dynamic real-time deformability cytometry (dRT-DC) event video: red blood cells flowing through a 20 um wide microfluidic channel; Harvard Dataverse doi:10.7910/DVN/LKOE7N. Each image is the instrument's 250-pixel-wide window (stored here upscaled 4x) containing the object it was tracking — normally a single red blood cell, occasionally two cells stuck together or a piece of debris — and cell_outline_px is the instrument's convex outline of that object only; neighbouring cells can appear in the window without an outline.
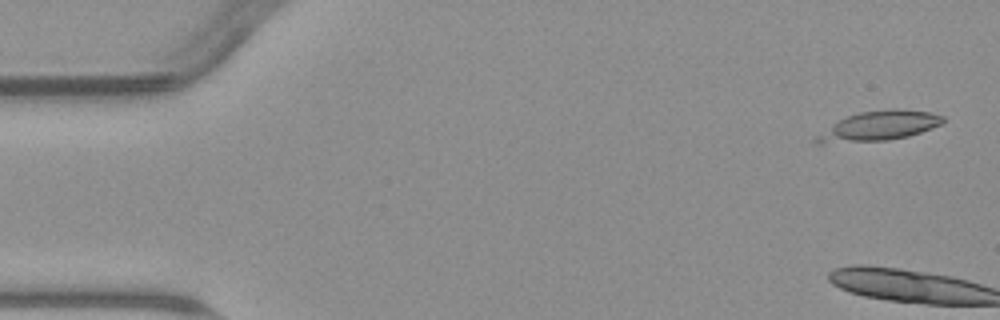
{"species": "common noctule bat (a hibernating species)", "species_latin": "Nyctalus noctula", "temperature_condition": "warm", "stored_images_in_passage": 6, "camera_frame_rate_fps": 3000, "um_per_image_px": 0.085, "animal": {"sex": "male", "body_mass_g": 23.1, "forearm_length_mm": 52.7}, "frame": {"image": 1, "passage_image": 1, "time_ms": 0.0, "image_size_px": [1000, 320], "cell_outline_px": [[944, 120], [940, 124], [932, 128], [908, 136], [888, 140], [824, 144], [816, 144], [812, 140], [816, 136], [840, 120], [848, 116], [860, 112], [888, 108], [900, 108], [928, 112], [944, 116]], "centroid_in_image_um": [74.7, 10.71], "position_along_channel_um": 10.3, "area_um2": 21.79}}
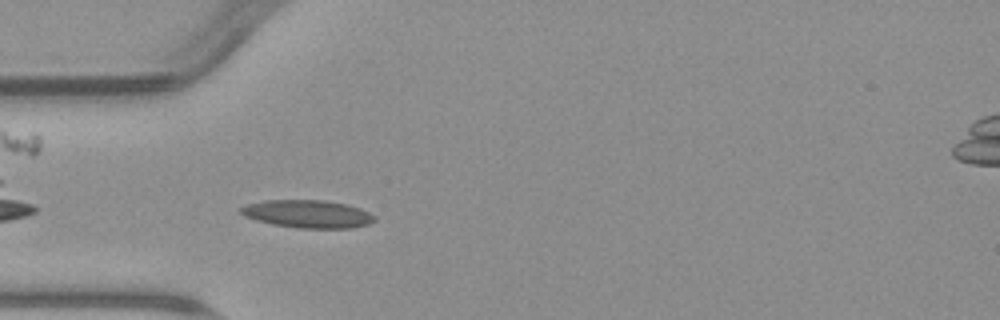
{"frame": {"image": 2, "passage_image": 6, "time_ms": 5.667, "image_size_px": [1000, 320], "cell_outline_px": [[376, 220], [368, 224], [352, 228], [296, 228], [272, 224], [256, 220], [244, 216], [240, 212], [240, 208], [248, 204], [264, 200], [324, 200], [344, 204], [360, 208], [376, 216]], "centroid_in_image_um": [26.16, 18.19], "position_along_channel_um": 58.8, "area_um2": 21.68}}